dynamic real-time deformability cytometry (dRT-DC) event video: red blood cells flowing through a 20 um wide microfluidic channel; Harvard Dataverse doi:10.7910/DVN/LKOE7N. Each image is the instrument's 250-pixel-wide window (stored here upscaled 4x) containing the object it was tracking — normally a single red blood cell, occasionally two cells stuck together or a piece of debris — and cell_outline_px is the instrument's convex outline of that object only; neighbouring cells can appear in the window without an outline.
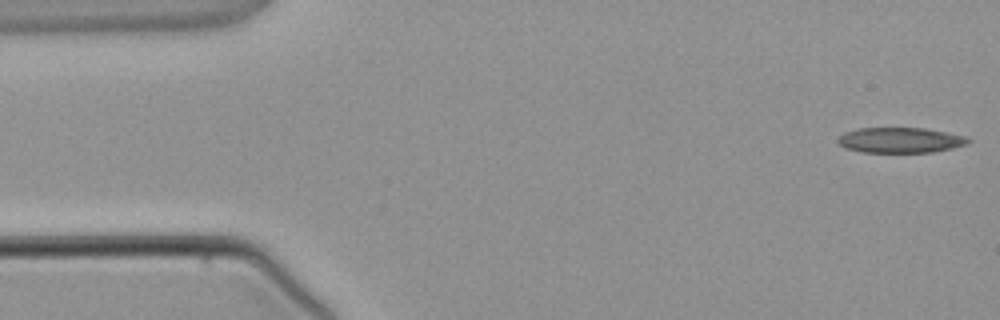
{"species": "common noctule bat (a hibernating species)", "species_latin": "Nyctalus noctula", "temperature_condition": "warm", "stored_images_in_passage": 3, "camera_frame_rate_fps": 3000, "um_per_image_px": 0.085, "animal": {"sex": "male", "body_mass_g": 21.5, "forearm_length_mm": 52.0}, "frame": {"image": 1, "passage_image": 1, "time_ms": 0.0, "image_size_px": [1000, 320], "cell_outline_px": [[972, 140], [968, 144], [952, 148], [932, 152], [860, 152], [844, 148], [836, 140], [844, 132], [860, 128], [924, 128], [964, 136]], "centroid_in_image_um": [76.5, 11.92], "position_along_channel_um": 8.5, "area_um2": 19.19}}